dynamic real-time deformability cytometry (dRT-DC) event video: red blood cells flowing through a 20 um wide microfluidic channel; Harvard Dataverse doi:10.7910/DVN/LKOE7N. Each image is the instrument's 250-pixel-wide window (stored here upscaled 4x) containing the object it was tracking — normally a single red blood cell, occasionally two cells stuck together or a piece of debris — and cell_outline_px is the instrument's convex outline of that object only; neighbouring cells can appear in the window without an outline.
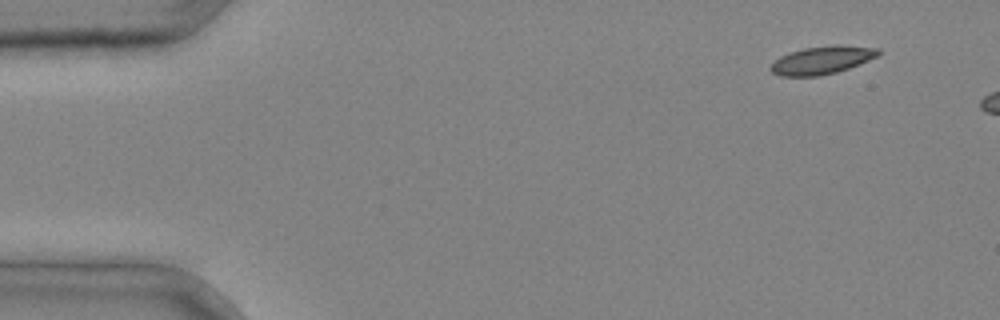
{"species": "common noctule bat (a hibernating species)", "species_latin": "Nyctalus noctula", "temperature_condition": "cold", "stored_images_in_passage": 3, "camera_frame_rate_fps": 3000, "um_per_image_px": 0.085, "animal": {"sex": "male", "body_mass_g": 20.4}, "frame": {"image": 1, "passage_image": 1, "time_ms": 0.0, "image_size_px": [1000, 320], "cell_outline_px": [[880, 56], [848, 68], [836, 72], [816, 76], [780, 76], [772, 72], [768, 68], [780, 56], [788, 52], [804, 48], [832, 44], [840, 44], [880, 48]], "centroid_in_image_um": [69.89, 5.09], "position_along_channel_um": 15.1, "area_um2": 17.74}}